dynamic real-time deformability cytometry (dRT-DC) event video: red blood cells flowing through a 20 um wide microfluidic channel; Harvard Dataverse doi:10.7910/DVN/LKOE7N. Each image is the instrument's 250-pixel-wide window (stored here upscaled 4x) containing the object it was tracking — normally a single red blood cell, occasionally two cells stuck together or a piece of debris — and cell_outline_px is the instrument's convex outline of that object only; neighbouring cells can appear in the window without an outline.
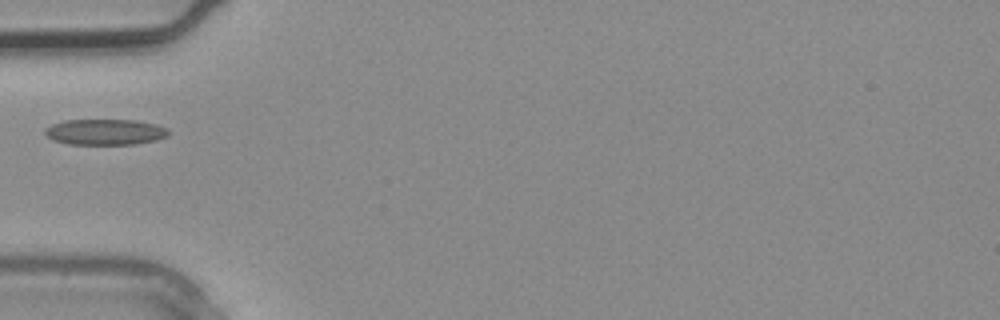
{"species": "common noctule bat (a hibernating species)", "species_latin": "Nyctalus noctula", "temperature_condition": "warm", "stored_images_in_passage": 2, "camera_frame_rate_fps": 3000, "um_per_image_px": 0.085, "animal": {"sex": "male", "body_mass_g": 20.4}, "frame": {"image": 1, "passage_image": 2, "time_ms": 0.333, "image_size_px": [1000, 320], "cell_outline_px": [[168, 136], [156, 140], [136, 144], [68, 144], [52, 140], [44, 132], [44, 128], [52, 124], [64, 120], [136, 120], [156, 124], [168, 128]], "centroid_in_image_um": [8.93, 11.22], "position_along_channel_um": 76.1, "area_um2": 18.67}}